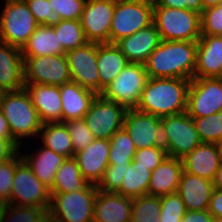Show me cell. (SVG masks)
I'll return each instance as SVG.
<instances>
[{
    "label": "cell",
    "instance_id": "53",
    "mask_svg": "<svg viewBox=\"0 0 222 222\" xmlns=\"http://www.w3.org/2000/svg\"><path fill=\"white\" fill-rule=\"evenodd\" d=\"M159 222H181L182 219H170V218H163L159 217Z\"/></svg>",
    "mask_w": 222,
    "mask_h": 222
},
{
    "label": "cell",
    "instance_id": "28",
    "mask_svg": "<svg viewBox=\"0 0 222 222\" xmlns=\"http://www.w3.org/2000/svg\"><path fill=\"white\" fill-rule=\"evenodd\" d=\"M21 54L23 58H28L42 55H64L66 52L59 42L54 27L39 25L22 47Z\"/></svg>",
    "mask_w": 222,
    "mask_h": 222
},
{
    "label": "cell",
    "instance_id": "35",
    "mask_svg": "<svg viewBox=\"0 0 222 222\" xmlns=\"http://www.w3.org/2000/svg\"><path fill=\"white\" fill-rule=\"evenodd\" d=\"M53 27L65 52L88 42L80 20H61Z\"/></svg>",
    "mask_w": 222,
    "mask_h": 222
},
{
    "label": "cell",
    "instance_id": "26",
    "mask_svg": "<svg viewBox=\"0 0 222 222\" xmlns=\"http://www.w3.org/2000/svg\"><path fill=\"white\" fill-rule=\"evenodd\" d=\"M182 172V159L168 156L152 171L148 194L162 197L176 193Z\"/></svg>",
    "mask_w": 222,
    "mask_h": 222
},
{
    "label": "cell",
    "instance_id": "47",
    "mask_svg": "<svg viewBox=\"0 0 222 222\" xmlns=\"http://www.w3.org/2000/svg\"><path fill=\"white\" fill-rule=\"evenodd\" d=\"M20 149V144L14 139H0V164L14 157Z\"/></svg>",
    "mask_w": 222,
    "mask_h": 222
},
{
    "label": "cell",
    "instance_id": "54",
    "mask_svg": "<svg viewBox=\"0 0 222 222\" xmlns=\"http://www.w3.org/2000/svg\"><path fill=\"white\" fill-rule=\"evenodd\" d=\"M217 145H218V148H219V152H220V155H221V161H222V140L219 141V142L217 143Z\"/></svg>",
    "mask_w": 222,
    "mask_h": 222
},
{
    "label": "cell",
    "instance_id": "37",
    "mask_svg": "<svg viewBox=\"0 0 222 222\" xmlns=\"http://www.w3.org/2000/svg\"><path fill=\"white\" fill-rule=\"evenodd\" d=\"M202 143L217 144L222 140V111L202 118H193Z\"/></svg>",
    "mask_w": 222,
    "mask_h": 222
},
{
    "label": "cell",
    "instance_id": "16",
    "mask_svg": "<svg viewBox=\"0 0 222 222\" xmlns=\"http://www.w3.org/2000/svg\"><path fill=\"white\" fill-rule=\"evenodd\" d=\"M115 0H87L80 22L88 42L110 43Z\"/></svg>",
    "mask_w": 222,
    "mask_h": 222
},
{
    "label": "cell",
    "instance_id": "55",
    "mask_svg": "<svg viewBox=\"0 0 222 222\" xmlns=\"http://www.w3.org/2000/svg\"><path fill=\"white\" fill-rule=\"evenodd\" d=\"M215 222H222V218L215 219Z\"/></svg>",
    "mask_w": 222,
    "mask_h": 222
},
{
    "label": "cell",
    "instance_id": "39",
    "mask_svg": "<svg viewBox=\"0 0 222 222\" xmlns=\"http://www.w3.org/2000/svg\"><path fill=\"white\" fill-rule=\"evenodd\" d=\"M70 134L74 154L83 150L95 139L93 133L87 127L84 118L64 122Z\"/></svg>",
    "mask_w": 222,
    "mask_h": 222
},
{
    "label": "cell",
    "instance_id": "19",
    "mask_svg": "<svg viewBox=\"0 0 222 222\" xmlns=\"http://www.w3.org/2000/svg\"><path fill=\"white\" fill-rule=\"evenodd\" d=\"M25 87L24 60L21 49L0 42V93Z\"/></svg>",
    "mask_w": 222,
    "mask_h": 222
},
{
    "label": "cell",
    "instance_id": "36",
    "mask_svg": "<svg viewBox=\"0 0 222 222\" xmlns=\"http://www.w3.org/2000/svg\"><path fill=\"white\" fill-rule=\"evenodd\" d=\"M160 197L142 195L132 199L131 222H159Z\"/></svg>",
    "mask_w": 222,
    "mask_h": 222
},
{
    "label": "cell",
    "instance_id": "48",
    "mask_svg": "<svg viewBox=\"0 0 222 222\" xmlns=\"http://www.w3.org/2000/svg\"><path fill=\"white\" fill-rule=\"evenodd\" d=\"M208 212L214 217V219L222 218V190H213Z\"/></svg>",
    "mask_w": 222,
    "mask_h": 222
},
{
    "label": "cell",
    "instance_id": "45",
    "mask_svg": "<svg viewBox=\"0 0 222 222\" xmlns=\"http://www.w3.org/2000/svg\"><path fill=\"white\" fill-rule=\"evenodd\" d=\"M160 216L170 219H182L186 209L181 197L176 193L160 197Z\"/></svg>",
    "mask_w": 222,
    "mask_h": 222
},
{
    "label": "cell",
    "instance_id": "52",
    "mask_svg": "<svg viewBox=\"0 0 222 222\" xmlns=\"http://www.w3.org/2000/svg\"><path fill=\"white\" fill-rule=\"evenodd\" d=\"M203 9L222 4V0H200Z\"/></svg>",
    "mask_w": 222,
    "mask_h": 222
},
{
    "label": "cell",
    "instance_id": "4",
    "mask_svg": "<svg viewBox=\"0 0 222 222\" xmlns=\"http://www.w3.org/2000/svg\"><path fill=\"white\" fill-rule=\"evenodd\" d=\"M97 186L89 183L84 189L70 193H51L49 222H93Z\"/></svg>",
    "mask_w": 222,
    "mask_h": 222
},
{
    "label": "cell",
    "instance_id": "20",
    "mask_svg": "<svg viewBox=\"0 0 222 222\" xmlns=\"http://www.w3.org/2000/svg\"><path fill=\"white\" fill-rule=\"evenodd\" d=\"M194 77L222 78V36L201 35L197 41Z\"/></svg>",
    "mask_w": 222,
    "mask_h": 222
},
{
    "label": "cell",
    "instance_id": "21",
    "mask_svg": "<svg viewBox=\"0 0 222 222\" xmlns=\"http://www.w3.org/2000/svg\"><path fill=\"white\" fill-rule=\"evenodd\" d=\"M32 104L37 109L42 124L62 122V104L59 86L25 84Z\"/></svg>",
    "mask_w": 222,
    "mask_h": 222
},
{
    "label": "cell",
    "instance_id": "11",
    "mask_svg": "<svg viewBox=\"0 0 222 222\" xmlns=\"http://www.w3.org/2000/svg\"><path fill=\"white\" fill-rule=\"evenodd\" d=\"M221 111L222 78L194 77L188 89L186 113L192 118H202Z\"/></svg>",
    "mask_w": 222,
    "mask_h": 222
},
{
    "label": "cell",
    "instance_id": "38",
    "mask_svg": "<svg viewBox=\"0 0 222 222\" xmlns=\"http://www.w3.org/2000/svg\"><path fill=\"white\" fill-rule=\"evenodd\" d=\"M18 154L0 164V206L10 204L15 169L23 160L22 156L18 157Z\"/></svg>",
    "mask_w": 222,
    "mask_h": 222
},
{
    "label": "cell",
    "instance_id": "6",
    "mask_svg": "<svg viewBox=\"0 0 222 222\" xmlns=\"http://www.w3.org/2000/svg\"><path fill=\"white\" fill-rule=\"evenodd\" d=\"M153 7V0H115L110 43H116L152 24Z\"/></svg>",
    "mask_w": 222,
    "mask_h": 222
},
{
    "label": "cell",
    "instance_id": "3",
    "mask_svg": "<svg viewBox=\"0 0 222 222\" xmlns=\"http://www.w3.org/2000/svg\"><path fill=\"white\" fill-rule=\"evenodd\" d=\"M0 110L9 123L12 138L18 144L22 143L20 138L38 136L42 122L25 88L1 93Z\"/></svg>",
    "mask_w": 222,
    "mask_h": 222
},
{
    "label": "cell",
    "instance_id": "49",
    "mask_svg": "<svg viewBox=\"0 0 222 222\" xmlns=\"http://www.w3.org/2000/svg\"><path fill=\"white\" fill-rule=\"evenodd\" d=\"M181 222H215L208 210L186 211Z\"/></svg>",
    "mask_w": 222,
    "mask_h": 222
},
{
    "label": "cell",
    "instance_id": "25",
    "mask_svg": "<svg viewBox=\"0 0 222 222\" xmlns=\"http://www.w3.org/2000/svg\"><path fill=\"white\" fill-rule=\"evenodd\" d=\"M62 104V122L83 118L97 94L75 82L59 86Z\"/></svg>",
    "mask_w": 222,
    "mask_h": 222
},
{
    "label": "cell",
    "instance_id": "33",
    "mask_svg": "<svg viewBox=\"0 0 222 222\" xmlns=\"http://www.w3.org/2000/svg\"><path fill=\"white\" fill-rule=\"evenodd\" d=\"M109 165H129L134 158L136 148L134 142L123 127L110 138Z\"/></svg>",
    "mask_w": 222,
    "mask_h": 222
},
{
    "label": "cell",
    "instance_id": "41",
    "mask_svg": "<svg viewBox=\"0 0 222 222\" xmlns=\"http://www.w3.org/2000/svg\"><path fill=\"white\" fill-rule=\"evenodd\" d=\"M200 24L201 35L222 36V4L204 9Z\"/></svg>",
    "mask_w": 222,
    "mask_h": 222
},
{
    "label": "cell",
    "instance_id": "51",
    "mask_svg": "<svg viewBox=\"0 0 222 222\" xmlns=\"http://www.w3.org/2000/svg\"><path fill=\"white\" fill-rule=\"evenodd\" d=\"M214 189L222 190V161L213 180Z\"/></svg>",
    "mask_w": 222,
    "mask_h": 222
},
{
    "label": "cell",
    "instance_id": "10",
    "mask_svg": "<svg viewBox=\"0 0 222 222\" xmlns=\"http://www.w3.org/2000/svg\"><path fill=\"white\" fill-rule=\"evenodd\" d=\"M50 202V189L34 175L31 168L22 160L15 169L10 204L41 207L48 211Z\"/></svg>",
    "mask_w": 222,
    "mask_h": 222
},
{
    "label": "cell",
    "instance_id": "23",
    "mask_svg": "<svg viewBox=\"0 0 222 222\" xmlns=\"http://www.w3.org/2000/svg\"><path fill=\"white\" fill-rule=\"evenodd\" d=\"M132 198L116 192L97 191L93 222H131Z\"/></svg>",
    "mask_w": 222,
    "mask_h": 222
},
{
    "label": "cell",
    "instance_id": "15",
    "mask_svg": "<svg viewBox=\"0 0 222 222\" xmlns=\"http://www.w3.org/2000/svg\"><path fill=\"white\" fill-rule=\"evenodd\" d=\"M65 56L70 69L71 81L99 95L97 43L87 42L67 51Z\"/></svg>",
    "mask_w": 222,
    "mask_h": 222
},
{
    "label": "cell",
    "instance_id": "43",
    "mask_svg": "<svg viewBox=\"0 0 222 222\" xmlns=\"http://www.w3.org/2000/svg\"><path fill=\"white\" fill-rule=\"evenodd\" d=\"M87 0H49L61 20H80Z\"/></svg>",
    "mask_w": 222,
    "mask_h": 222
},
{
    "label": "cell",
    "instance_id": "27",
    "mask_svg": "<svg viewBox=\"0 0 222 222\" xmlns=\"http://www.w3.org/2000/svg\"><path fill=\"white\" fill-rule=\"evenodd\" d=\"M128 64L115 43H97L99 95Z\"/></svg>",
    "mask_w": 222,
    "mask_h": 222
},
{
    "label": "cell",
    "instance_id": "34",
    "mask_svg": "<svg viewBox=\"0 0 222 222\" xmlns=\"http://www.w3.org/2000/svg\"><path fill=\"white\" fill-rule=\"evenodd\" d=\"M0 222H49L48 211L41 207L6 204L0 206Z\"/></svg>",
    "mask_w": 222,
    "mask_h": 222
},
{
    "label": "cell",
    "instance_id": "32",
    "mask_svg": "<svg viewBox=\"0 0 222 222\" xmlns=\"http://www.w3.org/2000/svg\"><path fill=\"white\" fill-rule=\"evenodd\" d=\"M151 173L150 169L133 166L131 162L116 193L132 199L148 194Z\"/></svg>",
    "mask_w": 222,
    "mask_h": 222
},
{
    "label": "cell",
    "instance_id": "7",
    "mask_svg": "<svg viewBox=\"0 0 222 222\" xmlns=\"http://www.w3.org/2000/svg\"><path fill=\"white\" fill-rule=\"evenodd\" d=\"M38 26L24 0H7L0 14V42L22 49Z\"/></svg>",
    "mask_w": 222,
    "mask_h": 222
},
{
    "label": "cell",
    "instance_id": "8",
    "mask_svg": "<svg viewBox=\"0 0 222 222\" xmlns=\"http://www.w3.org/2000/svg\"><path fill=\"white\" fill-rule=\"evenodd\" d=\"M149 77L144 64L131 63L100 94L106 100L118 103L126 109L138 106Z\"/></svg>",
    "mask_w": 222,
    "mask_h": 222
},
{
    "label": "cell",
    "instance_id": "22",
    "mask_svg": "<svg viewBox=\"0 0 222 222\" xmlns=\"http://www.w3.org/2000/svg\"><path fill=\"white\" fill-rule=\"evenodd\" d=\"M213 190V181L183 170L177 194L183 200L186 211H202L208 210Z\"/></svg>",
    "mask_w": 222,
    "mask_h": 222
},
{
    "label": "cell",
    "instance_id": "9",
    "mask_svg": "<svg viewBox=\"0 0 222 222\" xmlns=\"http://www.w3.org/2000/svg\"><path fill=\"white\" fill-rule=\"evenodd\" d=\"M123 127L131 136L135 148L157 147L169 149V139L161 118L134 109H127Z\"/></svg>",
    "mask_w": 222,
    "mask_h": 222
},
{
    "label": "cell",
    "instance_id": "31",
    "mask_svg": "<svg viewBox=\"0 0 222 222\" xmlns=\"http://www.w3.org/2000/svg\"><path fill=\"white\" fill-rule=\"evenodd\" d=\"M89 182L82 176L74 157L66 158L55 173L50 193H70L84 189Z\"/></svg>",
    "mask_w": 222,
    "mask_h": 222
},
{
    "label": "cell",
    "instance_id": "17",
    "mask_svg": "<svg viewBox=\"0 0 222 222\" xmlns=\"http://www.w3.org/2000/svg\"><path fill=\"white\" fill-rule=\"evenodd\" d=\"M110 141L94 139L83 150L75 153L80 173L91 184L97 185L109 166Z\"/></svg>",
    "mask_w": 222,
    "mask_h": 222
},
{
    "label": "cell",
    "instance_id": "44",
    "mask_svg": "<svg viewBox=\"0 0 222 222\" xmlns=\"http://www.w3.org/2000/svg\"><path fill=\"white\" fill-rule=\"evenodd\" d=\"M127 167L128 165H109L96 185L97 189L104 192H117L121 187Z\"/></svg>",
    "mask_w": 222,
    "mask_h": 222
},
{
    "label": "cell",
    "instance_id": "18",
    "mask_svg": "<svg viewBox=\"0 0 222 222\" xmlns=\"http://www.w3.org/2000/svg\"><path fill=\"white\" fill-rule=\"evenodd\" d=\"M160 42L159 32L152 23L131 36L121 38L115 44L128 62L144 64Z\"/></svg>",
    "mask_w": 222,
    "mask_h": 222
},
{
    "label": "cell",
    "instance_id": "42",
    "mask_svg": "<svg viewBox=\"0 0 222 222\" xmlns=\"http://www.w3.org/2000/svg\"><path fill=\"white\" fill-rule=\"evenodd\" d=\"M167 157V152L157 147L136 149L132 163L133 166L143 167L153 171Z\"/></svg>",
    "mask_w": 222,
    "mask_h": 222
},
{
    "label": "cell",
    "instance_id": "1",
    "mask_svg": "<svg viewBox=\"0 0 222 222\" xmlns=\"http://www.w3.org/2000/svg\"><path fill=\"white\" fill-rule=\"evenodd\" d=\"M197 41H161L144 63L149 78H194Z\"/></svg>",
    "mask_w": 222,
    "mask_h": 222
},
{
    "label": "cell",
    "instance_id": "46",
    "mask_svg": "<svg viewBox=\"0 0 222 222\" xmlns=\"http://www.w3.org/2000/svg\"><path fill=\"white\" fill-rule=\"evenodd\" d=\"M154 7L180 8L203 13V6L200 0H153Z\"/></svg>",
    "mask_w": 222,
    "mask_h": 222
},
{
    "label": "cell",
    "instance_id": "29",
    "mask_svg": "<svg viewBox=\"0 0 222 222\" xmlns=\"http://www.w3.org/2000/svg\"><path fill=\"white\" fill-rule=\"evenodd\" d=\"M66 158L47 147H41L38 153L30 156H22L34 175L49 189L54 184L55 173Z\"/></svg>",
    "mask_w": 222,
    "mask_h": 222
},
{
    "label": "cell",
    "instance_id": "30",
    "mask_svg": "<svg viewBox=\"0 0 222 222\" xmlns=\"http://www.w3.org/2000/svg\"><path fill=\"white\" fill-rule=\"evenodd\" d=\"M38 135L44 147L67 158L74 157L73 143L64 122L42 124Z\"/></svg>",
    "mask_w": 222,
    "mask_h": 222
},
{
    "label": "cell",
    "instance_id": "5",
    "mask_svg": "<svg viewBox=\"0 0 222 222\" xmlns=\"http://www.w3.org/2000/svg\"><path fill=\"white\" fill-rule=\"evenodd\" d=\"M201 14L180 8L153 7V23L161 41H198Z\"/></svg>",
    "mask_w": 222,
    "mask_h": 222
},
{
    "label": "cell",
    "instance_id": "12",
    "mask_svg": "<svg viewBox=\"0 0 222 222\" xmlns=\"http://www.w3.org/2000/svg\"><path fill=\"white\" fill-rule=\"evenodd\" d=\"M25 84L60 86L71 81L70 69L64 55L23 58Z\"/></svg>",
    "mask_w": 222,
    "mask_h": 222
},
{
    "label": "cell",
    "instance_id": "24",
    "mask_svg": "<svg viewBox=\"0 0 222 222\" xmlns=\"http://www.w3.org/2000/svg\"><path fill=\"white\" fill-rule=\"evenodd\" d=\"M182 163L185 172L213 181L221 163L218 145L201 143L182 158Z\"/></svg>",
    "mask_w": 222,
    "mask_h": 222
},
{
    "label": "cell",
    "instance_id": "13",
    "mask_svg": "<svg viewBox=\"0 0 222 222\" xmlns=\"http://www.w3.org/2000/svg\"><path fill=\"white\" fill-rule=\"evenodd\" d=\"M127 109L97 95L83 117L95 139H108L123 128Z\"/></svg>",
    "mask_w": 222,
    "mask_h": 222
},
{
    "label": "cell",
    "instance_id": "14",
    "mask_svg": "<svg viewBox=\"0 0 222 222\" xmlns=\"http://www.w3.org/2000/svg\"><path fill=\"white\" fill-rule=\"evenodd\" d=\"M169 139V157L184 158L202 142L196 131L193 118L186 112L161 117Z\"/></svg>",
    "mask_w": 222,
    "mask_h": 222
},
{
    "label": "cell",
    "instance_id": "2",
    "mask_svg": "<svg viewBox=\"0 0 222 222\" xmlns=\"http://www.w3.org/2000/svg\"><path fill=\"white\" fill-rule=\"evenodd\" d=\"M190 83L189 79L149 78L136 109L160 118L184 113Z\"/></svg>",
    "mask_w": 222,
    "mask_h": 222
},
{
    "label": "cell",
    "instance_id": "50",
    "mask_svg": "<svg viewBox=\"0 0 222 222\" xmlns=\"http://www.w3.org/2000/svg\"><path fill=\"white\" fill-rule=\"evenodd\" d=\"M0 139H13L9 123L4 114L0 110Z\"/></svg>",
    "mask_w": 222,
    "mask_h": 222
},
{
    "label": "cell",
    "instance_id": "40",
    "mask_svg": "<svg viewBox=\"0 0 222 222\" xmlns=\"http://www.w3.org/2000/svg\"><path fill=\"white\" fill-rule=\"evenodd\" d=\"M39 25L54 26L61 21L60 16L51 9L49 0H24Z\"/></svg>",
    "mask_w": 222,
    "mask_h": 222
}]
</instances>
